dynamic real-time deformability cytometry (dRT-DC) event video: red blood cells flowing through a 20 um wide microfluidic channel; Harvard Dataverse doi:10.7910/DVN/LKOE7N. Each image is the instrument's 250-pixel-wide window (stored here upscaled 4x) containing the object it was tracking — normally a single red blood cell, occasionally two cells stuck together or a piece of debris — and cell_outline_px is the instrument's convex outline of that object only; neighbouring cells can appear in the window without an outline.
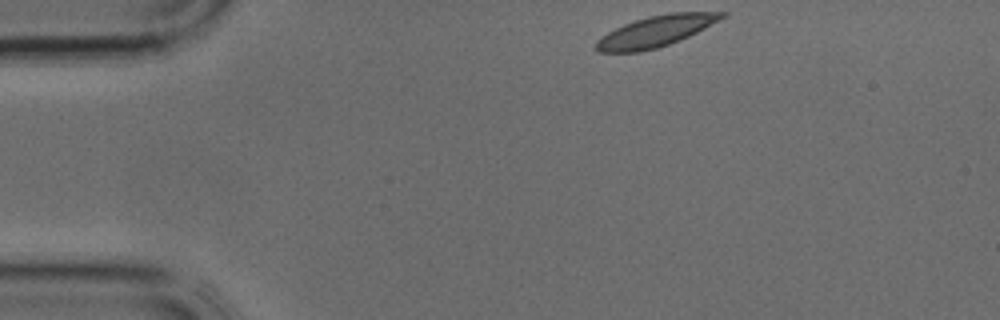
{"species": "common noctule bat (a hibernating species)", "species_latin": "Nyctalus noctula", "temperature_condition": "cold", "stored_images_in_passage": 34, "camera_frame_rate_fps": 3000, "um_per_image_px": 0.085, "animal": {"sex": "male", "body_mass_g": 17.9, "forearm_length_mm": 54.2}, "frame": {"image": 1, "passage_image": 1, "time_ms": 0.0, "image_size_px": [1000, 320], "cell_outline_px": [[728, 12], [724, 16], [704, 28], [680, 40], [656, 48], [640, 52], [596, 52], [596, 40], [608, 32], [624, 24], [648, 16], [672, 12]], "centroid_in_image_um": [55.69, 2.66], "position_along_channel_um": 29.3, "area_um2": 22.31}}
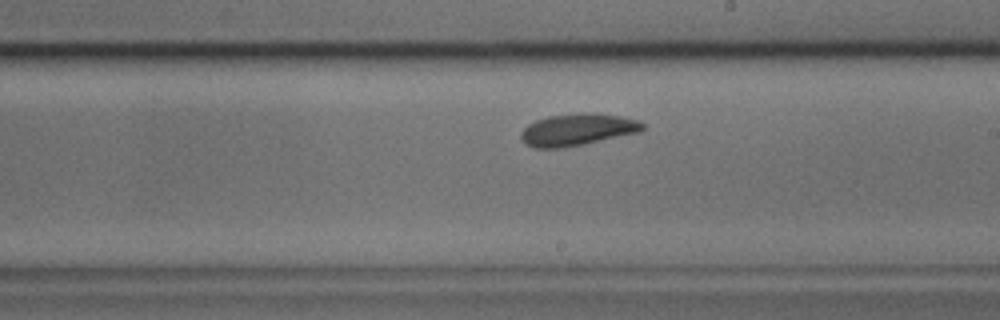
{"frame": {"image": 2, "passage_image": 17, "time_ms": 5.333, "image_size_px": [1000, 320], "cell_outline_px": [[644, 128], [640, 132], [584, 144], [564, 148], [532, 148], [524, 144], [520, 136], [520, 132], [528, 124], [536, 120], [548, 116], [580, 112], [596, 112], [620, 116], [636, 120], [644, 124]], "centroid_in_image_um": [49.04, 11.02], "position_along_channel_um": 240.0, "area_um2": 22.95}}
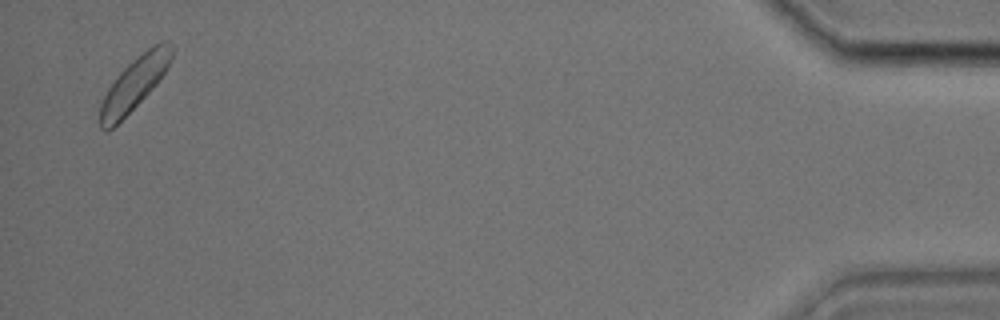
{"frame": {"image": 3, "passage_image": 33, "time_ms": 10.667, "image_size_px": [1000, 320], "cell_outline_px": [[172, 56], [164, 72], [156, 84], [108, 132], [104, 132], [100, 128], [100, 104], [108, 88], [120, 72], [136, 56], [152, 44], [160, 40], [168, 40], [172, 44]], "centroid_in_image_um": [11.41, 7.06], "position_along_channel_um": 423.8, "area_um2": 21.62}}